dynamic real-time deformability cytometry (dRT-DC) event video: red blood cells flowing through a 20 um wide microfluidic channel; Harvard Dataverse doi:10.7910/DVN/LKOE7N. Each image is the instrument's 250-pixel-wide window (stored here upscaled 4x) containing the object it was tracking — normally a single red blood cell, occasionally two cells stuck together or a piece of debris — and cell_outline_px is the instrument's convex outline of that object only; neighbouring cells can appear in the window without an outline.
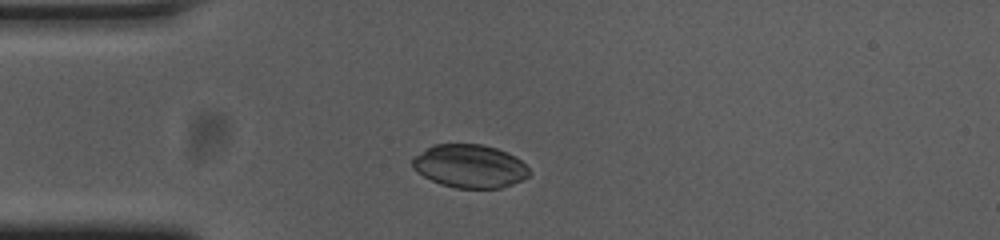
{"species": "common noctule bat (a hibernating species)", "species_latin": "Nyctalus noctula", "temperature_condition": "cold", "stored_images_in_passage": 33, "camera_frame_rate_fps": 3000, "um_per_image_px": 0.085, "animal": {"sex": "female", "body_mass_g": 23.0, "forearm_length_mm": 53.4}, "frame": {"image": 1, "passage_image": 1, "time_ms": 0.0, "image_size_px": [1000, 240], "cell_outline_px": [[532, 172], [528, 176], [512, 184], [500, 188], [456, 188], [440, 184], [424, 176], [412, 168], [412, 160], [416, 156], [432, 144], [480, 144], [496, 148], [508, 152], [516, 156]], "centroid_in_image_um": [39.94, 14.12], "position_along_channel_um": 45.1, "area_um2": 29.36}}
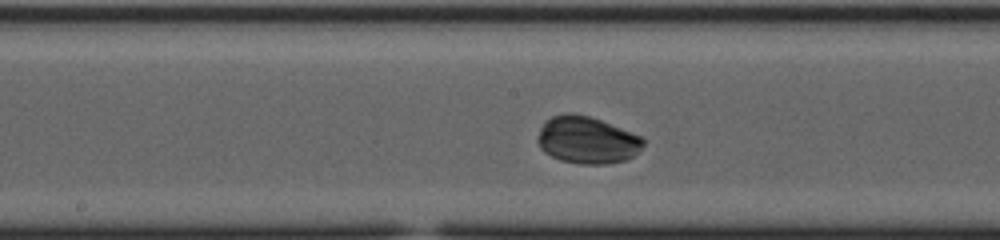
{"frame": {"image": 2, "passage_image": 15, "time_ms": 4.667, "image_size_px": [1000, 240], "cell_outline_px": [[644, 144], [628, 160], [604, 164], [580, 164], [560, 160], [544, 152], [540, 148], [536, 140], [540, 128], [544, 120], [552, 116], [564, 112], [572, 112], [588, 116], [600, 120], [640, 136], [644, 140]], "centroid_in_image_um": [49.84, 11.9], "position_along_channel_um": 198.4, "area_um2": 29.02}}
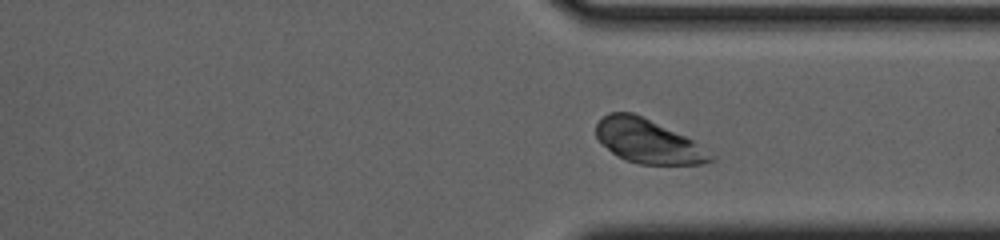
{"frame": {"image": 3, "passage_image": 28, "time_ms": 9.0, "image_size_px": [1000, 240], "cell_outline_px": [[716, 160], [704, 164], [640, 164], [616, 156], [600, 144], [596, 136], [596, 124], [608, 112], [632, 112], [684, 136], [692, 140], [716, 156]], "centroid_in_image_um": [55.06, 12.02], "position_along_channel_um": 356.3, "area_um2": 29.13}, "authors_computed_cell_mechanics": {"area_um2": 29.3624, "velocity_mm_per_s": 3.6441, "shape_relaxation_time_tau1_ms": 2.3756, "shape_relaxation_time_tau2_ms": null, "deformation_change_tau1": 0.1471, "deformation_change_tau2": null}}